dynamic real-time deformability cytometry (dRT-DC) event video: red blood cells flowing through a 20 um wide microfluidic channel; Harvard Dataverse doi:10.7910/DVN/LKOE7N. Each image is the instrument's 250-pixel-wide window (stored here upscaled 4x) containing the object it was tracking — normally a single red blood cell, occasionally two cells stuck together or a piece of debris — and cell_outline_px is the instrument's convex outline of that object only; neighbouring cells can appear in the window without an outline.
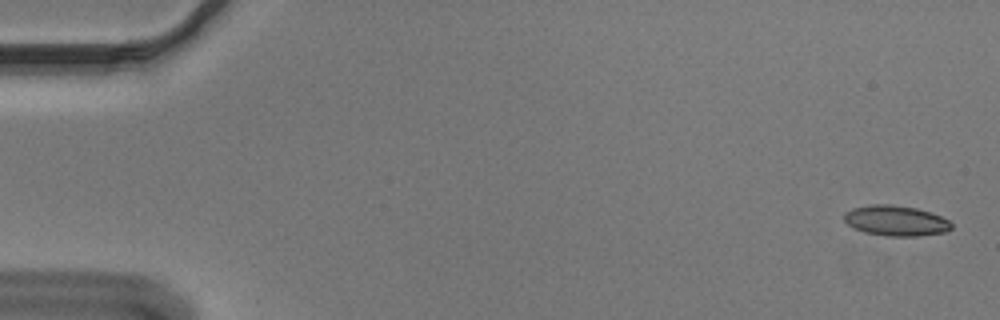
{"species": "Egyptian fruit bat (a non-hibernating species)", "species_latin": "Rousettus aegyptiacus", "temperature_condition": "cold", "stored_images_in_passage": 54, "camera_frame_rate_fps": 3000, "um_per_image_px": 0.085, "animal": {"sex": "male"}, "frame": {"image": 1, "passage_image": 1, "time_ms": 0.0, "image_size_px": [1000, 320], "cell_outline_px": [[952, 228], [944, 232], [920, 236], [884, 236], [864, 232], [848, 224], [844, 220], [844, 212], [852, 208], [868, 204], [892, 204], [916, 208], [932, 212], [948, 220], [952, 224]], "centroid_in_image_um": [76.14, 18.75], "position_along_channel_um": 8.9, "area_um2": 19.13}}
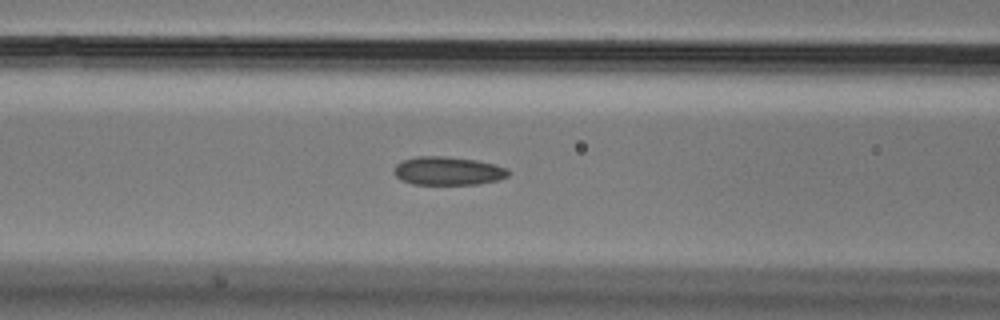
{"frame": {"image": 2, "passage_image": 22, "time_ms": 7.0, "image_size_px": [1000, 320], "cell_outline_px": [[508, 176], [496, 180], [480, 184], [412, 184], [400, 180], [392, 172], [392, 168], [396, 164], [404, 160], [416, 156], [444, 156], [476, 160], [496, 164], [508, 168]], "centroid_in_image_um": [38.04, 14.52], "position_along_channel_um": 128.6, "area_um2": 19.07}}
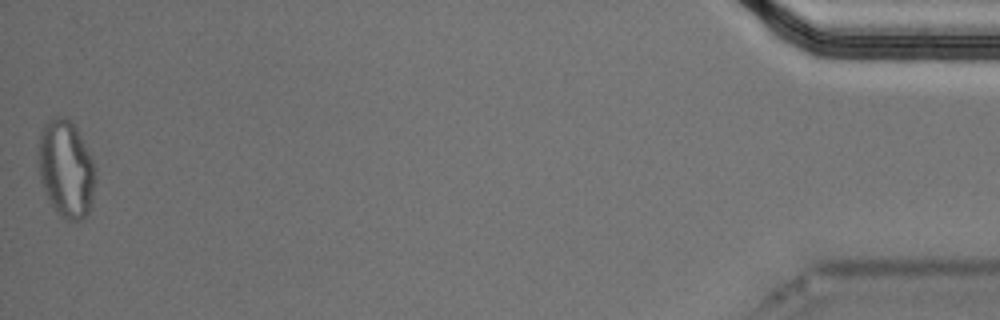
{"frame": {"image": 3, "passage_image": 54, "time_ms": 17.667, "image_size_px": [1000, 320], "cell_outline_px": [[96, 180], [92, 208], [80, 220], [68, 220], [56, 212], [48, 200], [40, 180], [40, 132], [44, 124], [48, 120], [56, 116], [64, 116], [76, 128], [92, 156], [96, 168]], "centroid_in_image_um": [5.66, 14.38], "position_along_channel_um": 429.5, "area_um2": 32.43}, "authors_computed_cell_mechanics": {"area_um2": 19.1607, "velocity_mm_per_s": 3.6707, "shape_relaxation_time_tau1_ms": null, "shape_relaxation_time_tau2_ms": 2.8079, "deformation_change_tau1": null, "deformation_change_tau2": 0.0893}}